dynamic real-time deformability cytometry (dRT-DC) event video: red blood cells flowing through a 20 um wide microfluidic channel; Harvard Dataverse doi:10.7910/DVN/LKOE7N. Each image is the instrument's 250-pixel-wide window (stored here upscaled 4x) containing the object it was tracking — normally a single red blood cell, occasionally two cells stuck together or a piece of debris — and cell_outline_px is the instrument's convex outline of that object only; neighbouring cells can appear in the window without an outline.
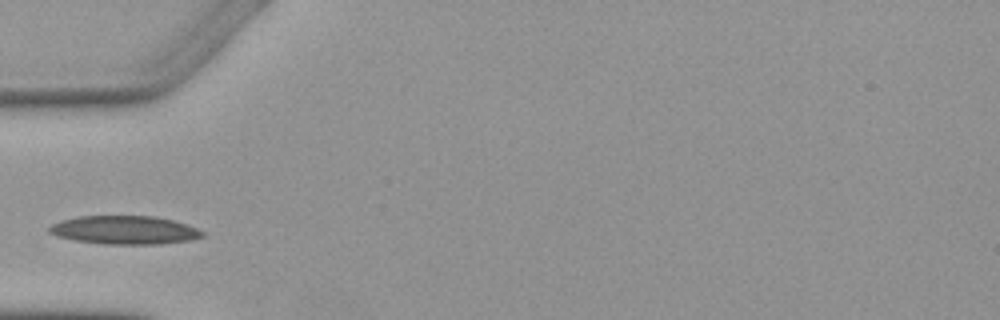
{"species": "Egyptian fruit bat (a non-hibernating species)", "species_latin": "Rousettus aegyptiacus", "temperature_condition": "warm", "stored_images_in_passage": 2, "camera_frame_rate_fps": 3000, "um_per_image_px": 0.085, "animal": {"sex": "female"}, "frame": {"image": 1, "passage_image": 2, "time_ms": 1.0, "image_size_px": [1000, 320], "cell_outline_px": [[204, 236], [192, 240], [160, 244], [104, 244], [76, 240], [56, 236], [48, 232], [48, 228], [52, 224], [60, 220], [76, 216], [156, 216], [176, 220], [188, 224], [204, 232]], "centroid_in_image_um": [10.61, 19.54], "position_along_channel_um": 74.4, "area_um2": 25.66}}